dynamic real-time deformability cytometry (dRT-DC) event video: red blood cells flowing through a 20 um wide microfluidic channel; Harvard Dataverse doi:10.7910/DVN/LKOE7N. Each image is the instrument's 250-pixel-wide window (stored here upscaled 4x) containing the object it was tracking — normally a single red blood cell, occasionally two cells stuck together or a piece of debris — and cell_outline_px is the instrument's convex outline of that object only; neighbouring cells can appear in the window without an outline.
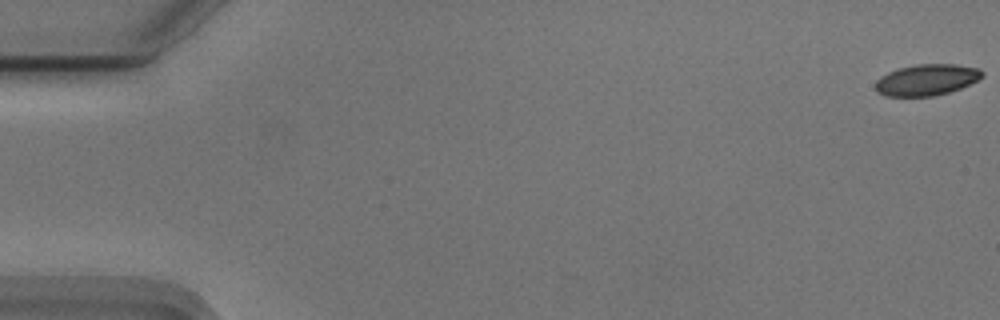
{"species": "Egyptian fruit bat (a non-hibernating species)", "species_latin": "Rousettus aegyptiacus", "temperature_condition": "cold", "stored_images_in_passage": 11, "camera_frame_rate_fps": 3000, "um_per_image_px": 0.085, "animal": {"sex": "male"}, "frame": {"image": 1, "passage_image": 1, "time_ms": 0.0, "image_size_px": [1000, 320], "cell_outline_px": [[984, 76], [960, 88], [948, 92], [932, 96], [884, 96], [876, 92], [876, 80], [880, 76], [896, 68], [916, 64], [956, 64], [980, 68], [984, 72]], "centroid_in_image_um": [78.74, 6.77], "position_along_channel_um": 6.3, "area_um2": 19.54}}